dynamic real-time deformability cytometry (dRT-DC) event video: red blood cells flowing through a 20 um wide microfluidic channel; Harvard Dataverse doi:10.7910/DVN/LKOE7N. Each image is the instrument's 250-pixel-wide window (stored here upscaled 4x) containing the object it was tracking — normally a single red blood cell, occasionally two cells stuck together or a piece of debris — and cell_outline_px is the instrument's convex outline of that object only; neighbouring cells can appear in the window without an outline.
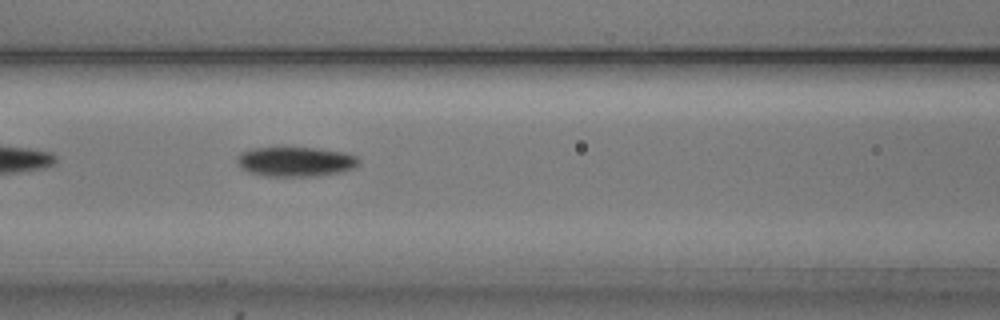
{"species": "common noctule bat (a hibernating species)", "species_latin": "Nyctalus noctula", "temperature_condition": "cold", "stored_images_in_passage": 33, "camera_frame_rate_fps": 3000, "um_per_image_px": 0.085, "animal": {"sex": "male", "body_mass_g": 20.5, "forearm_length_mm": 52.5}, "frame": {"image": 1, "passage_image": 6, "time_ms": 1.667, "image_size_px": [1000, 320], "cell_outline_px": [[360, 164], [356, 168], [340, 172], [316, 176], [264, 176], [248, 172], [240, 168], [236, 164], [236, 156], [240, 152], [252, 148], [316, 148], [344, 152], [356, 156], [360, 160]], "centroid_in_image_um": [25.1, 13.74], "position_along_channel_um": 141.5, "area_um2": 21.33}}
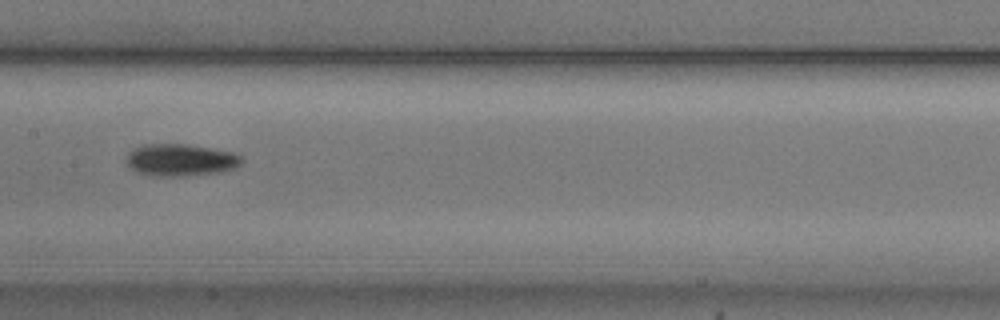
{"frame": {"image": 2, "passage_image": 10, "time_ms": 3.0, "image_size_px": [1000, 320], "cell_outline_px": [[244, 160], [240, 164], [232, 168], [220, 172], [184, 176], [148, 176], [136, 172], [128, 168], [124, 160], [128, 152], [132, 148], [144, 144], [188, 144], [240, 152]], "centroid_in_image_um": [15.32, 13.59], "position_along_channel_um": 192.1, "area_um2": 22.31}}
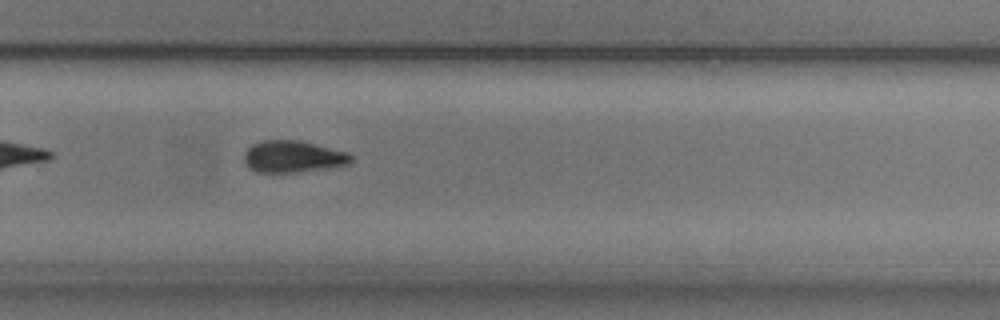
{"frame": {"image": 3, "passage_image": 19, "time_ms": 6.0, "image_size_px": [1000, 320], "cell_outline_px": [[352, 160], [348, 164], [328, 168], [296, 172], [256, 172], [248, 168], [244, 160], [244, 152], [252, 144], [260, 140], [300, 140], [348, 152], [352, 156]], "centroid_in_image_um": [24.88, 13.3], "position_along_channel_um": 304.9, "area_um2": 19.94}}